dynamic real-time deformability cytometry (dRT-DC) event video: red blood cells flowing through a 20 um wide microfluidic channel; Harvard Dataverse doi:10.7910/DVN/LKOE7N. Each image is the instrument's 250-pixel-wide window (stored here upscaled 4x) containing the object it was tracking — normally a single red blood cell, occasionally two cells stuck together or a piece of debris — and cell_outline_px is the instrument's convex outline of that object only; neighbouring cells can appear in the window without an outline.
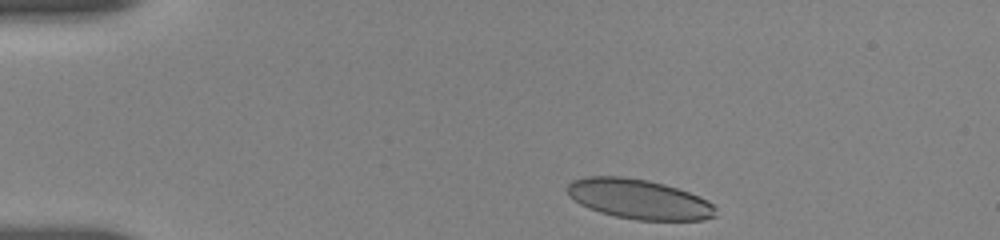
{"species": "human", "species_latin": "Homo sapiens", "temperature_condition": "room temperature", "stored_images_in_passage": 6, "camera_frame_rate_fps": 3000, "um_per_image_px": 0.085, "donor": {"sex": "female"}, "frame": {"image": 1, "passage_image": 1, "time_ms": 0.0, "image_size_px": [1000, 240], "cell_outline_px": [[716, 216], [704, 220], [636, 220], [616, 216], [600, 212], [588, 208], [580, 204], [568, 196], [568, 184], [572, 180], [588, 176], [620, 176], [648, 180], [664, 184], [700, 196], [708, 200], [716, 208]], "centroid_in_image_um": [54.31, 16.93], "position_along_channel_um": 30.7, "area_um2": 34.45}}
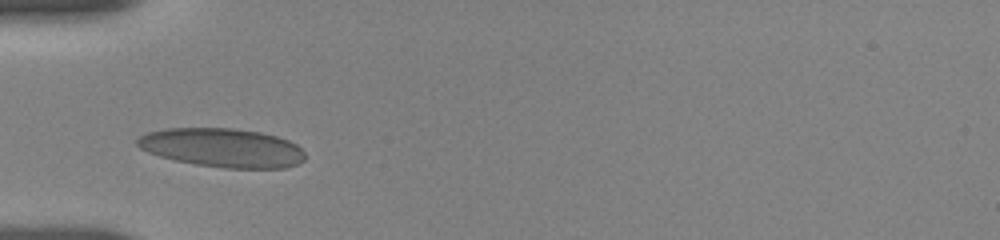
{"frame": {"image": 2, "passage_image": 5, "time_ms": 2.667, "image_size_px": [1000, 240], "cell_outline_px": [[304, 160], [296, 164], [284, 168], [224, 168], [196, 164], [176, 160], [160, 156], [148, 152], [140, 148], [136, 144], [136, 140], [140, 136], [148, 132], [164, 128], [232, 128], [260, 132], [276, 136], [288, 140], [296, 144], [304, 152]], "centroid_in_image_um": [18.89, 12.55], "position_along_channel_um": 66.1, "area_um2": 37.92}}